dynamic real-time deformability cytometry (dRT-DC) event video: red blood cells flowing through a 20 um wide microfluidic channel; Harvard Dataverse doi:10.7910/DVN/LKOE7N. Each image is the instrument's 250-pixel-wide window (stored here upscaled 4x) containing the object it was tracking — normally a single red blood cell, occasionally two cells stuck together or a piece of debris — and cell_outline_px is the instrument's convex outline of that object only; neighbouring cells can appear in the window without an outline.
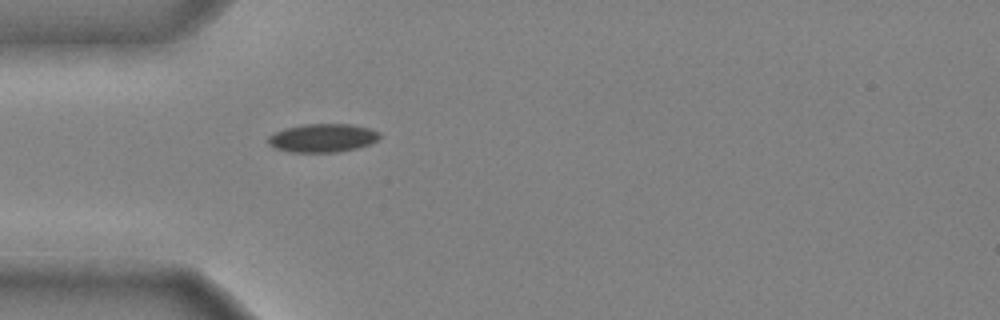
{"species": "common noctule bat (a hibernating species)", "species_latin": "Nyctalus noctula", "temperature_condition": "cold", "stored_images_in_passage": 33, "camera_frame_rate_fps": 3000, "um_per_image_px": 0.085, "animal": {"sex": "male", "body_mass_g": 20.4}, "frame": {"image": 1, "passage_image": 1, "time_ms": 0.0, "image_size_px": [1000, 320], "cell_outline_px": [[380, 136], [376, 140], [368, 144], [356, 148], [336, 152], [292, 152], [276, 148], [268, 144], [268, 136], [284, 128], [304, 124], [352, 124], [368, 128], [380, 132]], "centroid_in_image_um": [27.4, 11.72], "position_along_channel_um": 57.6, "area_um2": 18.32}}
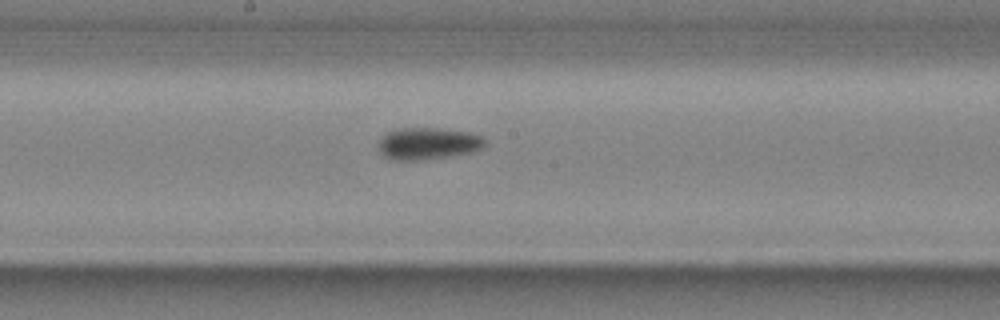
{"frame": {"image": 2, "passage_image": 13, "time_ms": 4.0, "image_size_px": [1000, 320], "cell_outline_px": [[488, 144], [484, 148], [472, 152], [452, 156], [420, 160], [388, 160], [380, 152], [376, 144], [388, 132], [396, 128], [440, 128], [468, 132], [480, 136]], "centroid_in_image_um": [36.37, 12.21], "position_along_channel_um": 211.8, "area_um2": 20.11}}
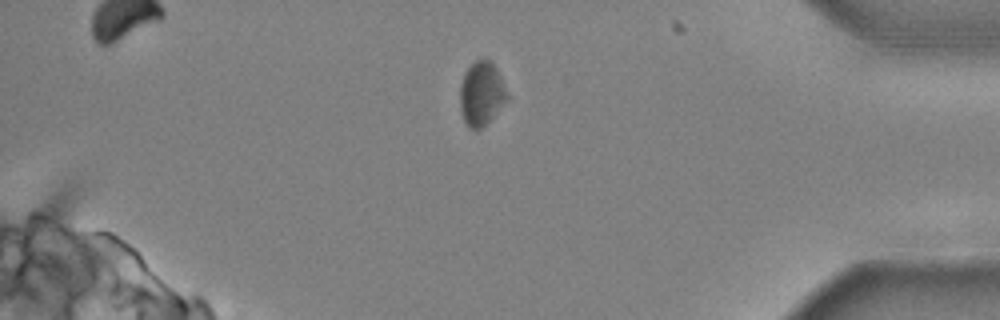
{"frame": {"image": 3, "passage_image": 29, "time_ms": 9.333, "image_size_px": [1000, 320], "cell_outline_px": [[508, 100], [480, 128], [468, 128], [464, 120], [460, 108], [460, 84], [464, 72], [480, 56], [484, 56], [492, 60], [508, 92]], "centroid_in_image_um": [40.92, 7.88], "position_along_channel_um": 394.3, "area_um2": 17.63}, "authors_computed_cell_mechanics": {"area_um2": 18.785, "velocity_mm_per_s": 3.9485, "shape_relaxation_time_tau1_ms": 3.9933, "shape_relaxation_time_tau2_ms": 11.3007, "deformation_change_tau1": 0.0726, "deformation_change_tau2": 0.1333}}